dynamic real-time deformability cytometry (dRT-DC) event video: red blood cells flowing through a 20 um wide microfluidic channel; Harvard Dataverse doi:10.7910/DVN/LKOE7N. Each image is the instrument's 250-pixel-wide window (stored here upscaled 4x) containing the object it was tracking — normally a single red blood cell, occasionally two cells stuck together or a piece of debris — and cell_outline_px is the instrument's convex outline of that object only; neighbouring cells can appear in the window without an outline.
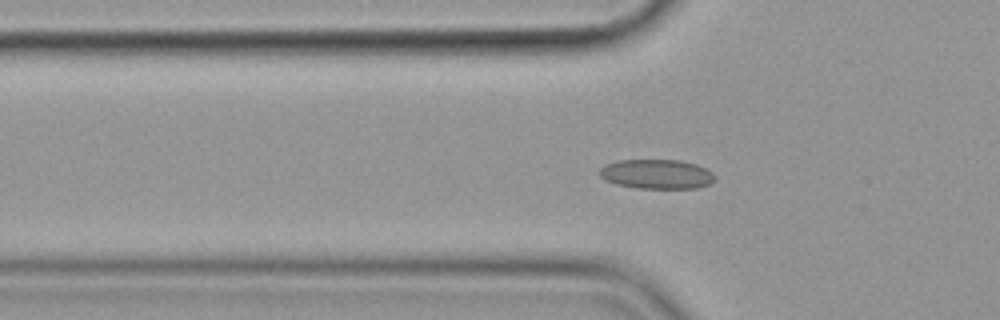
{"species": "common noctule bat (a hibernating species)", "species_latin": "Nyctalus noctula", "temperature_condition": "cold", "stored_images_in_passage": 50, "camera_frame_rate_fps": 3000, "um_per_image_px": 0.085, "animal": {"sex": "female", "body_mass_g": 19.9}, "frame": {"image": 1, "passage_image": 18, "time_ms": 5.667, "image_size_px": [1000, 320], "cell_outline_px": [[716, 180], [708, 184], [696, 188], [636, 188], [616, 184], [604, 180], [600, 176], [600, 168], [604, 164], [616, 160], [680, 160], [696, 164], [712, 172], [716, 176]], "centroid_in_image_um": [55.8, 14.79], "position_along_channel_um": 70.0, "area_um2": 19.94}}
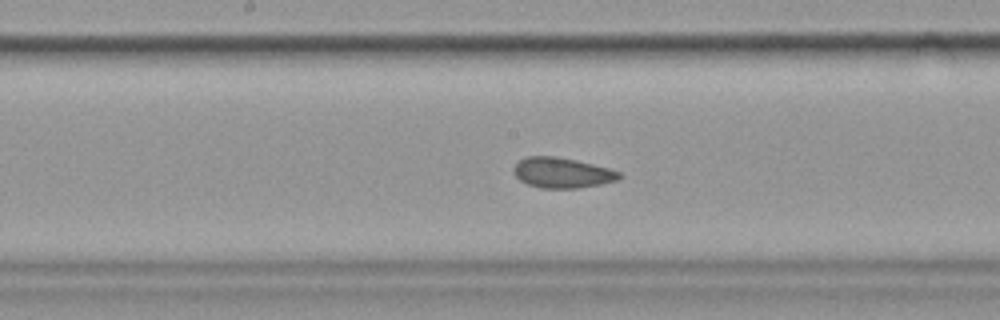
{"frame": {"image": 2, "passage_image": 29, "time_ms": 9.333, "image_size_px": [1000, 320], "cell_outline_px": [[620, 176], [616, 180], [600, 184], [576, 188], [540, 188], [528, 184], [520, 180], [512, 172], [512, 168], [520, 160], [528, 156], [556, 156], [576, 160], [608, 168], [620, 172]], "centroid_in_image_um": [47.73, 14.68], "position_along_channel_um": 200.5, "area_um2": 18.5}}
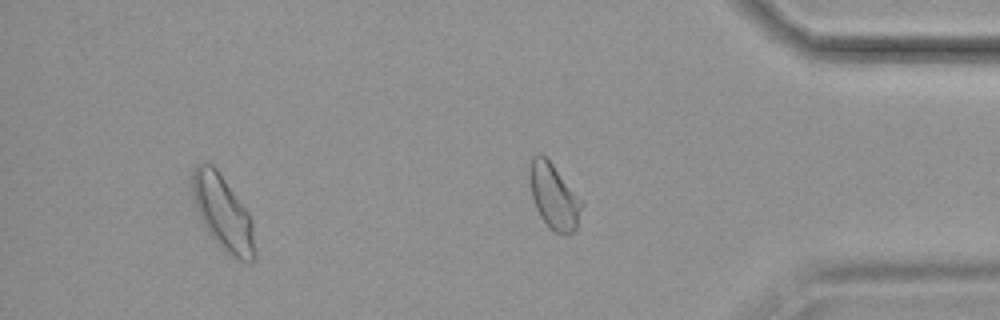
{"frame": {"image": 3, "passage_image": 46, "time_ms": 15.0, "image_size_px": [1000, 320], "cell_outline_px": [[256, 256], [252, 260], [240, 260], [228, 256], [224, 252], [208, 232], [192, 200], [192, 172], [196, 164], [204, 160], [212, 164], [216, 168], [248, 212], [252, 220]], "centroid_in_image_um": [18.93, 18.08], "position_along_channel_um": 416.3, "area_um2": 27.22}, "authors_computed_cell_mechanics": {"area_um2": 19.8254, "velocity_mm_per_s": 3.5735, "shape_relaxation_time_tau1_ms": null, "shape_relaxation_time_tau2_ms": 1.4223, "deformation_change_tau1": null, "deformation_change_tau2": 0.0549}}